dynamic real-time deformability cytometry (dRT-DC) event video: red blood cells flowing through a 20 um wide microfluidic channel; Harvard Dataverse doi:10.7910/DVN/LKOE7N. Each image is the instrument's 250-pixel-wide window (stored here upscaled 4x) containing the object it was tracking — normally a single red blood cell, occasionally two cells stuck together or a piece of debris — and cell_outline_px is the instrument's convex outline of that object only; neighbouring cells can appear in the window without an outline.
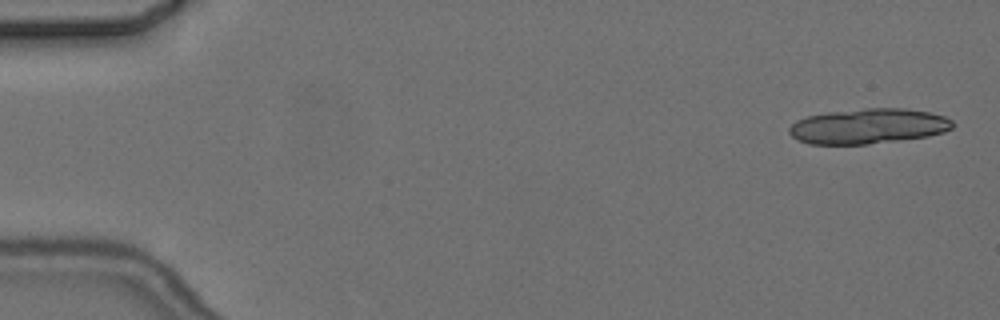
{"species": "common noctule bat (a hibernating species)", "species_latin": "Nyctalus noctula", "temperature_condition": "cold", "stored_images_in_passage": 6, "camera_frame_rate_fps": 3000, "um_per_image_px": 0.085, "animal": {"sex": "female", "body_mass_g": 24.6, "forearm_length_mm": 56.2}, "frame": {"image": 1, "passage_image": 1, "time_ms": 0.0, "image_size_px": [1000, 320], "cell_outline_px": [[956, 124], [952, 128], [944, 132], [928, 136], [868, 144], [808, 144], [792, 136], [788, 132], [788, 128], [796, 120], [808, 116], [828, 112], [864, 108], [904, 108], [928, 112], [944, 116], [952, 120]], "centroid_in_image_um": [73.81, 10.72], "position_along_channel_um": 11.2, "area_um2": 33.52}}
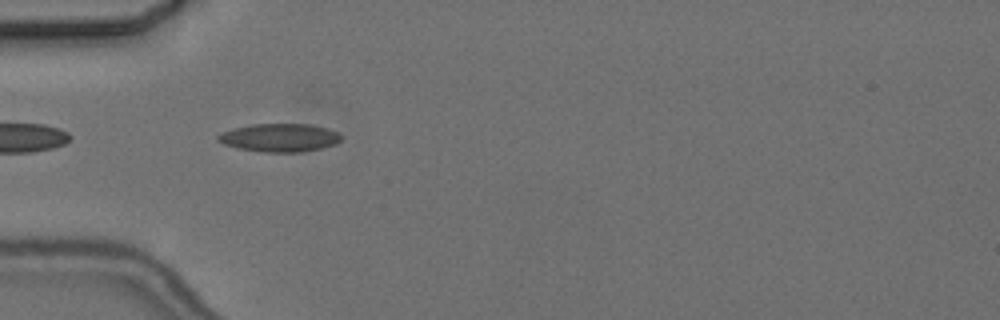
{"frame": {"image": 2, "passage_image": 5, "time_ms": 5.333, "image_size_px": [1000, 320], "cell_outline_px": [[344, 136], [336, 144], [320, 148], [300, 152], [264, 152], [236, 148], [224, 144], [216, 140], [216, 136], [220, 132], [232, 128], [252, 124], [312, 124], [328, 128], [340, 132]], "centroid_in_image_um": [23.77, 11.69], "position_along_channel_um": 61.2, "area_um2": 20.58}}